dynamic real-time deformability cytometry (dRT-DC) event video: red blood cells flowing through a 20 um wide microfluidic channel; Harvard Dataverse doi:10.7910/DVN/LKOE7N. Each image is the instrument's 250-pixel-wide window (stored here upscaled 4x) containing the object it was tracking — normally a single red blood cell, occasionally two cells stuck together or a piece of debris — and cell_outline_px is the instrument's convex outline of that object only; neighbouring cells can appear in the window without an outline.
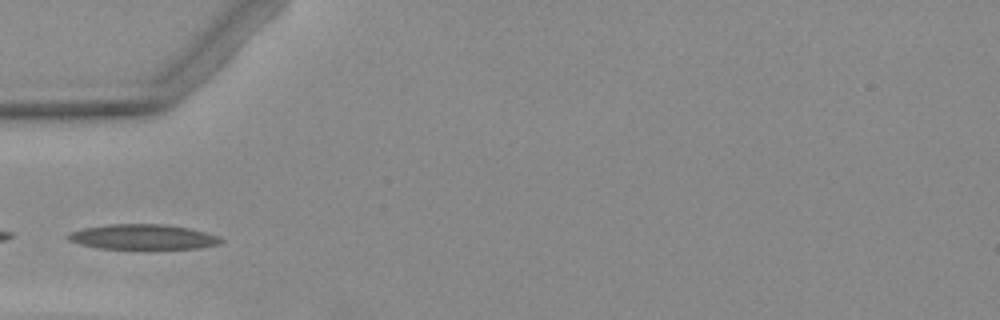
{"species": "Egyptian fruit bat (a non-hibernating species)", "species_latin": "Rousettus aegyptiacus", "temperature_condition": "warm", "stored_images_in_passage": 3, "camera_frame_rate_fps": 3000, "um_per_image_px": 0.085, "animal": {"sex": "female"}, "frame": {"image": 1, "passage_image": 2, "time_ms": 1.333, "image_size_px": [1000, 320], "cell_outline_px": [[224, 240], [220, 244], [200, 248], [96, 248], [80, 244], [68, 240], [64, 236], [72, 232], [84, 228], [108, 224], [164, 224], [188, 228], [204, 232], [216, 236]], "centroid_in_image_um": [12.12, 20.13], "position_along_channel_um": 72.9, "area_um2": 22.08}}
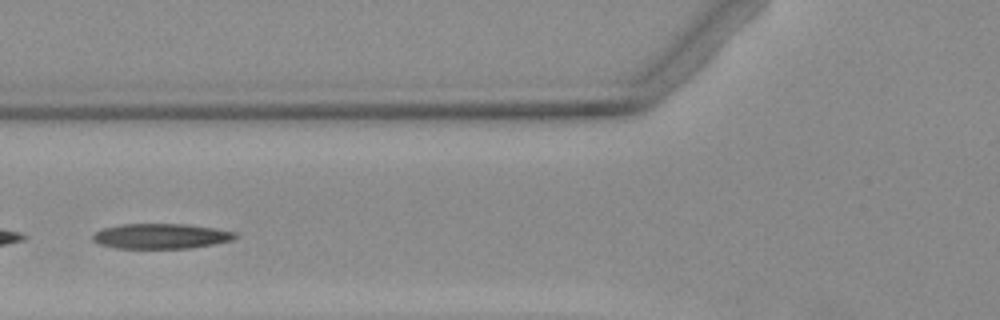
{"frame": {"image": 2, "passage_image": 3, "time_ms": 2.333, "image_size_px": [1000, 320], "cell_outline_px": [[240, 236], [232, 240], [216, 244], [188, 248], [116, 248], [100, 244], [92, 240], [92, 236], [96, 232], [104, 228], [120, 224], [188, 224], [216, 228], [236, 232]], "centroid_in_image_um": [13.73, 20.07], "position_along_channel_um": 112.1, "area_um2": 20.98}}